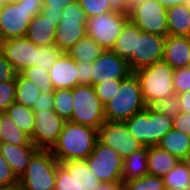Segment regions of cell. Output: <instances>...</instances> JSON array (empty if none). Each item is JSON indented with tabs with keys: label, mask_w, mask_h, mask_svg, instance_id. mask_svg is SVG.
<instances>
[{
	"label": "cell",
	"mask_w": 190,
	"mask_h": 190,
	"mask_svg": "<svg viewBox=\"0 0 190 190\" xmlns=\"http://www.w3.org/2000/svg\"><path fill=\"white\" fill-rule=\"evenodd\" d=\"M162 60L173 69L189 67L190 37L168 35L164 42Z\"/></svg>",
	"instance_id": "18"
},
{
	"label": "cell",
	"mask_w": 190,
	"mask_h": 190,
	"mask_svg": "<svg viewBox=\"0 0 190 190\" xmlns=\"http://www.w3.org/2000/svg\"><path fill=\"white\" fill-rule=\"evenodd\" d=\"M165 39L166 37L143 31L140 35H136V53H133L128 60L131 71L134 72L161 61Z\"/></svg>",
	"instance_id": "14"
},
{
	"label": "cell",
	"mask_w": 190,
	"mask_h": 190,
	"mask_svg": "<svg viewBox=\"0 0 190 190\" xmlns=\"http://www.w3.org/2000/svg\"><path fill=\"white\" fill-rule=\"evenodd\" d=\"M16 71L0 51V82L15 79Z\"/></svg>",
	"instance_id": "47"
},
{
	"label": "cell",
	"mask_w": 190,
	"mask_h": 190,
	"mask_svg": "<svg viewBox=\"0 0 190 190\" xmlns=\"http://www.w3.org/2000/svg\"><path fill=\"white\" fill-rule=\"evenodd\" d=\"M0 51L16 73L35 66L37 45L26 37L10 38L0 42Z\"/></svg>",
	"instance_id": "16"
},
{
	"label": "cell",
	"mask_w": 190,
	"mask_h": 190,
	"mask_svg": "<svg viewBox=\"0 0 190 190\" xmlns=\"http://www.w3.org/2000/svg\"><path fill=\"white\" fill-rule=\"evenodd\" d=\"M89 168L103 183L123 182L124 158L98 139L92 153L86 159Z\"/></svg>",
	"instance_id": "10"
},
{
	"label": "cell",
	"mask_w": 190,
	"mask_h": 190,
	"mask_svg": "<svg viewBox=\"0 0 190 190\" xmlns=\"http://www.w3.org/2000/svg\"><path fill=\"white\" fill-rule=\"evenodd\" d=\"M151 107L172 119L181 112L180 100L176 94L157 101Z\"/></svg>",
	"instance_id": "37"
},
{
	"label": "cell",
	"mask_w": 190,
	"mask_h": 190,
	"mask_svg": "<svg viewBox=\"0 0 190 190\" xmlns=\"http://www.w3.org/2000/svg\"><path fill=\"white\" fill-rule=\"evenodd\" d=\"M146 107L139 81L132 72L120 80L119 89L104 105L105 121H125Z\"/></svg>",
	"instance_id": "2"
},
{
	"label": "cell",
	"mask_w": 190,
	"mask_h": 190,
	"mask_svg": "<svg viewBox=\"0 0 190 190\" xmlns=\"http://www.w3.org/2000/svg\"><path fill=\"white\" fill-rule=\"evenodd\" d=\"M128 21V14L115 11L90 17L86 25L87 36L104 50H111Z\"/></svg>",
	"instance_id": "9"
},
{
	"label": "cell",
	"mask_w": 190,
	"mask_h": 190,
	"mask_svg": "<svg viewBox=\"0 0 190 190\" xmlns=\"http://www.w3.org/2000/svg\"><path fill=\"white\" fill-rule=\"evenodd\" d=\"M158 146L180 160L190 157V136L174 128L162 137Z\"/></svg>",
	"instance_id": "23"
},
{
	"label": "cell",
	"mask_w": 190,
	"mask_h": 190,
	"mask_svg": "<svg viewBox=\"0 0 190 190\" xmlns=\"http://www.w3.org/2000/svg\"><path fill=\"white\" fill-rule=\"evenodd\" d=\"M15 102L33 108L40 94V88L34 82L25 78L21 73H16Z\"/></svg>",
	"instance_id": "30"
},
{
	"label": "cell",
	"mask_w": 190,
	"mask_h": 190,
	"mask_svg": "<svg viewBox=\"0 0 190 190\" xmlns=\"http://www.w3.org/2000/svg\"><path fill=\"white\" fill-rule=\"evenodd\" d=\"M123 190H165L162 177L146 174L143 177L123 181Z\"/></svg>",
	"instance_id": "33"
},
{
	"label": "cell",
	"mask_w": 190,
	"mask_h": 190,
	"mask_svg": "<svg viewBox=\"0 0 190 190\" xmlns=\"http://www.w3.org/2000/svg\"><path fill=\"white\" fill-rule=\"evenodd\" d=\"M5 112L24 133L32 136L35 127L32 108L13 102Z\"/></svg>",
	"instance_id": "31"
},
{
	"label": "cell",
	"mask_w": 190,
	"mask_h": 190,
	"mask_svg": "<svg viewBox=\"0 0 190 190\" xmlns=\"http://www.w3.org/2000/svg\"><path fill=\"white\" fill-rule=\"evenodd\" d=\"M60 164L73 176L79 185L86 190H95L102 182L89 168L86 160L63 161Z\"/></svg>",
	"instance_id": "24"
},
{
	"label": "cell",
	"mask_w": 190,
	"mask_h": 190,
	"mask_svg": "<svg viewBox=\"0 0 190 190\" xmlns=\"http://www.w3.org/2000/svg\"><path fill=\"white\" fill-rule=\"evenodd\" d=\"M21 0H3V2L6 3H17L20 2Z\"/></svg>",
	"instance_id": "54"
},
{
	"label": "cell",
	"mask_w": 190,
	"mask_h": 190,
	"mask_svg": "<svg viewBox=\"0 0 190 190\" xmlns=\"http://www.w3.org/2000/svg\"><path fill=\"white\" fill-rule=\"evenodd\" d=\"M87 21L88 17L78 1L65 7L56 26L54 45L67 53L79 39L87 36Z\"/></svg>",
	"instance_id": "7"
},
{
	"label": "cell",
	"mask_w": 190,
	"mask_h": 190,
	"mask_svg": "<svg viewBox=\"0 0 190 190\" xmlns=\"http://www.w3.org/2000/svg\"><path fill=\"white\" fill-rule=\"evenodd\" d=\"M97 137L101 143L115 150L122 158L143 147L130 134L124 121H105L98 128Z\"/></svg>",
	"instance_id": "11"
},
{
	"label": "cell",
	"mask_w": 190,
	"mask_h": 190,
	"mask_svg": "<svg viewBox=\"0 0 190 190\" xmlns=\"http://www.w3.org/2000/svg\"><path fill=\"white\" fill-rule=\"evenodd\" d=\"M157 1L160 2L165 8L179 4L190 3V0H157Z\"/></svg>",
	"instance_id": "52"
},
{
	"label": "cell",
	"mask_w": 190,
	"mask_h": 190,
	"mask_svg": "<svg viewBox=\"0 0 190 190\" xmlns=\"http://www.w3.org/2000/svg\"><path fill=\"white\" fill-rule=\"evenodd\" d=\"M96 95L99 97L101 103L105 105L120 87V80H110L105 83H99L93 86Z\"/></svg>",
	"instance_id": "42"
},
{
	"label": "cell",
	"mask_w": 190,
	"mask_h": 190,
	"mask_svg": "<svg viewBox=\"0 0 190 190\" xmlns=\"http://www.w3.org/2000/svg\"><path fill=\"white\" fill-rule=\"evenodd\" d=\"M39 150L35 145L16 146L9 143H0V153L18 179L23 175L31 159Z\"/></svg>",
	"instance_id": "19"
},
{
	"label": "cell",
	"mask_w": 190,
	"mask_h": 190,
	"mask_svg": "<svg viewBox=\"0 0 190 190\" xmlns=\"http://www.w3.org/2000/svg\"><path fill=\"white\" fill-rule=\"evenodd\" d=\"M73 113L69 121L97 129L104 124V105L92 85H77L72 89Z\"/></svg>",
	"instance_id": "6"
},
{
	"label": "cell",
	"mask_w": 190,
	"mask_h": 190,
	"mask_svg": "<svg viewBox=\"0 0 190 190\" xmlns=\"http://www.w3.org/2000/svg\"><path fill=\"white\" fill-rule=\"evenodd\" d=\"M0 190H24V189H23L22 186L18 183V184L14 185V186L2 187V188H0Z\"/></svg>",
	"instance_id": "53"
},
{
	"label": "cell",
	"mask_w": 190,
	"mask_h": 190,
	"mask_svg": "<svg viewBox=\"0 0 190 190\" xmlns=\"http://www.w3.org/2000/svg\"><path fill=\"white\" fill-rule=\"evenodd\" d=\"M173 128L190 136V113L181 111L174 117Z\"/></svg>",
	"instance_id": "46"
},
{
	"label": "cell",
	"mask_w": 190,
	"mask_h": 190,
	"mask_svg": "<svg viewBox=\"0 0 190 190\" xmlns=\"http://www.w3.org/2000/svg\"><path fill=\"white\" fill-rule=\"evenodd\" d=\"M86 13L87 17L102 15L105 12H114L111 9L109 0H77Z\"/></svg>",
	"instance_id": "39"
},
{
	"label": "cell",
	"mask_w": 190,
	"mask_h": 190,
	"mask_svg": "<svg viewBox=\"0 0 190 190\" xmlns=\"http://www.w3.org/2000/svg\"><path fill=\"white\" fill-rule=\"evenodd\" d=\"M146 174H148L147 147L143 146L124 158L122 179L127 181L143 177Z\"/></svg>",
	"instance_id": "27"
},
{
	"label": "cell",
	"mask_w": 190,
	"mask_h": 190,
	"mask_svg": "<svg viewBox=\"0 0 190 190\" xmlns=\"http://www.w3.org/2000/svg\"><path fill=\"white\" fill-rule=\"evenodd\" d=\"M128 16L143 32L168 36L167 8L157 0H137Z\"/></svg>",
	"instance_id": "8"
},
{
	"label": "cell",
	"mask_w": 190,
	"mask_h": 190,
	"mask_svg": "<svg viewBox=\"0 0 190 190\" xmlns=\"http://www.w3.org/2000/svg\"><path fill=\"white\" fill-rule=\"evenodd\" d=\"M104 51L89 36L79 39L78 42L67 52L76 62H94Z\"/></svg>",
	"instance_id": "29"
},
{
	"label": "cell",
	"mask_w": 190,
	"mask_h": 190,
	"mask_svg": "<svg viewBox=\"0 0 190 190\" xmlns=\"http://www.w3.org/2000/svg\"><path fill=\"white\" fill-rule=\"evenodd\" d=\"M124 122L130 134L146 147L158 145L162 137L173 128V119L151 106H147Z\"/></svg>",
	"instance_id": "3"
},
{
	"label": "cell",
	"mask_w": 190,
	"mask_h": 190,
	"mask_svg": "<svg viewBox=\"0 0 190 190\" xmlns=\"http://www.w3.org/2000/svg\"><path fill=\"white\" fill-rule=\"evenodd\" d=\"M63 53L55 45L37 46L35 66L49 72Z\"/></svg>",
	"instance_id": "35"
},
{
	"label": "cell",
	"mask_w": 190,
	"mask_h": 190,
	"mask_svg": "<svg viewBox=\"0 0 190 190\" xmlns=\"http://www.w3.org/2000/svg\"><path fill=\"white\" fill-rule=\"evenodd\" d=\"M141 32L142 30L129 20L111 50L119 58L128 61L132 54L136 53V35H140Z\"/></svg>",
	"instance_id": "25"
},
{
	"label": "cell",
	"mask_w": 190,
	"mask_h": 190,
	"mask_svg": "<svg viewBox=\"0 0 190 190\" xmlns=\"http://www.w3.org/2000/svg\"><path fill=\"white\" fill-rule=\"evenodd\" d=\"M54 90L73 89L78 82L76 61L67 53H63L49 70Z\"/></svg>",
	"instance_id": "17"
},
{
	"label": "cell",
	"mask_w": 190,
	"mask_h": 190,
	"mask_svg": "<svg viewBox=\"0 0 190 190\" xmlns=\"http://www.w3.org/2000/svg\"><path fill=\"white\" fill-rule=\"evenodd\" d=\"M95 190H123V182L101 183Z\"/></svg>",
	"instance_id": "51"
},
{
	"label": "cell",
	"mask_w": 190,
	"mask_h": 190,
	"mask_svg": "<svg viewBox=\"0 0 190 190\" xmlns=\"http://www.w3.org/2000/svg\"><path fill=\"white\" fill-rule=\"evenodd\" d=\"M56 26L42 13L31 19L25 37L37 46L54 45Z\"/></svg>",
	"instance_id": "20"
},
{
	"label": "cell",
	"mask_w": 190,
	"mask_h": 190,
	"mask_svg": "<svg viewBox=\"0 0 190 190\" xmlns=\"http://www.w3.org/2000/svg\"><path fill=\"white\" fill-rule=\"evenodd\" d=\"M136 1L137 0H109V3L113 11L128 14L130 7Z\"/></svg>",
	"instance_id": "49"
},
{
	"label": "cell",
	"mask_w": 190,
	"mask_h": 190,
	"mask_svg": "<svg viewBox=\"0 0 190 190\" xmlns=\"http://www.w3.org/2000/svg\"><path fill=\"white\" fill-rule=\"evenodd\" d=\"M54 109V96L53 93L40 92L35 104L32 108L34 112H41Z\"/></svg>",
	"instance_id": "44"
},
{
	"label": "cell",
	"mask_w": 190,
	"mask_h": 190,
	"mask_svg": "<svg viewBox=\"0 0 190 190\" xmlns=\"http://www.w3.org/2000/svg\"><path fill=\"white\" fill-rule=\"evenodd\" d=\"M131 73L127 60L119 58L112 50H104L91 67V85L122 80Z\"/></svg>",
	"instance_id": "13"
},
{
	"label": "cell",
	"mask_w": 190,
	"mask_h": 190,
	"mask_svg": "<svg viewBox=\"0 0 190 190\" xmlns=\"http://www.w3.org/2000/svg\"><path fill=\"white\" fill-rule=\"evenodd\" d=\"M16 81L0 82V112H5L8 107L15 102Z\"/></svg>",
	"instance_id": "40"
},
{
	"label": "cell",
	"mask_w": 190,
	"mask_h": 190,
	"mask_svg": "<svg viewBox=\"0 0 190 190\" xmlns=\"http://www.w3.org/2000/svg\"><path fill=\"white\" fill-rule=\"evenodd\" d=\"M181 111L190 113V91L178 94Z\"/></svg>",
	"instance_id": "50"
},
{
	"label": "cell",
	"mask_w": 190,
	"mask_h": 190,
	"mask_svg": "<svg viewBox=\"0 0 190 190\" xmlns=\"http://www.w3.org/2000/svg\"><path fill=\"white\" fill-rule=\"evenodd\" d=\"M173 72L174 69L163 60L133 72L139 81L147 106L176 94L173 87Z\"/></svg>",
	"instance_id": "4"
},
{
	"label": "cell",
	"mask_w": 190,
	"mask_h": 190,
	"mask_svg": "<svg viewBox=\"0 0 190 190\" xmlns=\"http://www.w3.org/2000/svg\"><path fill=\"white\" fill-rule=\"evenodd\" d=\"M1 142L16 146H32L30 136L24 133L6 112H0Z\"/></svg>",
	"instance_id": "26"
},
{
	"label": "cell",
	"mask_w": 190,
	"mask_h": 190,
	"mask_svg": "<svg viewBox=\"0 0 190 190\" xmlns=\"http://www.w3.org/2000/svg\"><path fill=\"white\" fill-rule=\"evenodd\" d=\"M54 111L65 121L71 119L73 113L72 89L54 90Z\"/></svg>",
	"instance_id": "32"
},
{
	"label": "cell",
	"mask_w": 190,
	"mask_h": 190,
	"mask_svg": "<svg viewBox=\"0 0 190 190\" xmlns=\"http://www.w3.org/2000/svg\"><path fill=\"white\" fill-rule=\"evenodd\" d=\"M18 5H23L24 8L29 12V17L32 19L39 13H42L44 6L43 0H21L17 2Z\"/></svg>",
	"instance_id": "48"
},
{
	"label": "cell",
	"mask_w": 190,
	"mask_h": 190,
	"mask_svg": "<svg viewBox=\"0 0 190 190\" xmlns=\"http://www.w3.org/2000/svg\"><path fill=\"white\" fill-rule=\"evenodd\" d=\"M4 5L3 0H0V8Z\"/></svg>",
	"instance_id": "55"
},
{
	"label": "cell",
	"mask_w": 190,
	"mask_h": 190,
	"mask_svg": "<svg viewBox=\"0 0 190 190\" xmlns=\"http://www.w3.org/2000/svg\"><path fill=\"white\" fill-rule=\"evenodd\" d=\"M44 6L42 8V14L54 21V26H57L61 21L62 10L75 3L77 0H43Z\"/></svg>",
	"instance_id": "36"
},
{
	"label": "cell",
	"mask_w": 190,
	"mask_h": 190,
	"mask_svg": "<svg viewBox=\"0 0 190 190\" xmlns=\"http://www.w3.org/2000/svg\"><path fill=\"white\" fill-rule=\"evenodd\" d=\"M18 183L19 179L0 153V188L14 186Z\"/></svg>",
	"instance_id": "43"
},
{
	"label": "cell",
	"mask_w": 190,
	"mask_h": 190,
	"mask_svg": "<svg viewBox=\"0 0 190 190\" xmlns=\"http://www.w3.org/2000/svg\"><path fill=\"white\" fill-rule=\"evenodd\" d=\"M165 190H190V163L180 160L179 163L163 177Z\"/></svg>",
	"instance_id": "28"
},
{
	"label": "cell",
	"mask_w": 190,
	"mask_h": 190,
	"mask_svg": "<svg viewBox=\"0 0 190 190\" xmlns=\"http://www.w3.org/2000/svg\"><path fill=\"white\" fill-rule=\"evenodd\" d=\"M168 35L190 37V3L167 8Z\"/></svg>",
	"instance_id": "22"
},
{
	"label": "cell",
	"mask_w": 190,
	"mask_h": 190,
	"mask_svg": "<svg viewBox=\"0 0 190 190\" xmlns=\"http://www.w3.org/2000/svg\"><path fill=\"white\" fill-rule=\"evenodd\" d=\"M31 18L23 5L4 3L0 8V42L25 37Z\"/></svg>",
	"instance_id": "15"
},
{
	"label": "cell",
	"mask_w": 190,
	"mask_h": 190,
	"mask_svg": "<svg viewBox=\"0 0 190 190\" xmlns=\"http://www.w3.org/2000/svg\"><path fill=\"white\" fill-rule=\"evenodd\" d=\"M58 164L50 150L40 149L19 178V184L24 190H54Z\"/></svg>",
	"instance_id": "5"
},
{
	"label": "cell",
	"mask_w": 190,
	"mask_h": 190,
	"mask_svg": "<svg viewBox=\"0 0 190 190\" xmlns=\"http://www.w3.org/2000/svg\"><path fill=\"white\" fill-rule=\"evenodd\" d=\"M25 78H28L30 81L34 82L36 86L40 88L42 93H54V88L52 85L49 72L38 68L37 66H31L25 68L20 72Z\"/></svg>",
	"instance_id": "34"
},
{
	"label": "cell",
	"mask_w": 190,
	"mask_h": 190,
	"mask_svg": "<svg viewBox=\"0 0 190 190\" xmlns=\"http://www.w3.org/2000/svg\"><path fill=\"white\" fill-rule=\"evenodd\" d=\"M54 190H86L83 189L73 176L59 163L57 166Z\"/></svg>",
	"instance_id": "38"
},
{
	"label": "cell",
	"mask_w": 190,
	"mask_h": 190,
	"mask_svg": "<svg viewBox=\"0 0 190 190\" xmlns=\"http://www.w3.org/2000/svg\"><path fill=\"white\" fill-rule=\"evenodd\" d=\"M34 122L31 142L39 149L50 150L58 140L66 121L51 109L34 112Z\"/></svg>",
	"instance_id": "12"
},
{
	"label": "cell",
	"mask_w": 190,
	"mask_h": 190,
	"mask_svg": "<svg viewBox=\"0 0 190 190\" xmlns=\"http://www.w3.org/2000/svg\"><path fill=\"white\" fill-rule=\"evenodd\" d=\"M173 87L176 95L190 91V67L174 69Z\"/></svg>",
	"instance_id": "41"
},
{
	"label": "cell",
	"mask_w": 190,
	"mask_h": 190,
	"mask_svg": "<svg viewBox=\"0 0 190 190\" xmlns=\"http://www.w3.org/2000/svg\"><path fill=\"white\" fill-rule=\"evenodd\" d=\"M97 139V129L66 121L50 151L59 163L86 160L92 153Z\"/></svg>",
	"instance_id": "1"
},
{
	"label": "cell",
	"mask_w": 190,
	"mask_h": 190,
	"mask_svg": "<svg viewBox=\"0 0 190 190\" xmlns=\"http://www.w3.org/2000/svg\"><path fill=\"white\" fill-rule=\"evenodd\" d=\"M180 159L169 152L156 146L147 147V166L148 174L158 177H164L178 163Z\"/></svg>",
	"instance_id": "21"
},
{
	"label": "cell",
	"mask_w": 190,
	"mask_h": 190,
	"mask_svg": "<svg viewBox=\"0 0 190 190\" xmlns=\"http://www.w3.org/2000/svg\"><path fill=\"white\" fill-rule=\"evenodd\" d=\"M78 82L82 85H91V67L93 62H76Z\"/></svg>",
	"instance_id": "45"
}]
</instances>
